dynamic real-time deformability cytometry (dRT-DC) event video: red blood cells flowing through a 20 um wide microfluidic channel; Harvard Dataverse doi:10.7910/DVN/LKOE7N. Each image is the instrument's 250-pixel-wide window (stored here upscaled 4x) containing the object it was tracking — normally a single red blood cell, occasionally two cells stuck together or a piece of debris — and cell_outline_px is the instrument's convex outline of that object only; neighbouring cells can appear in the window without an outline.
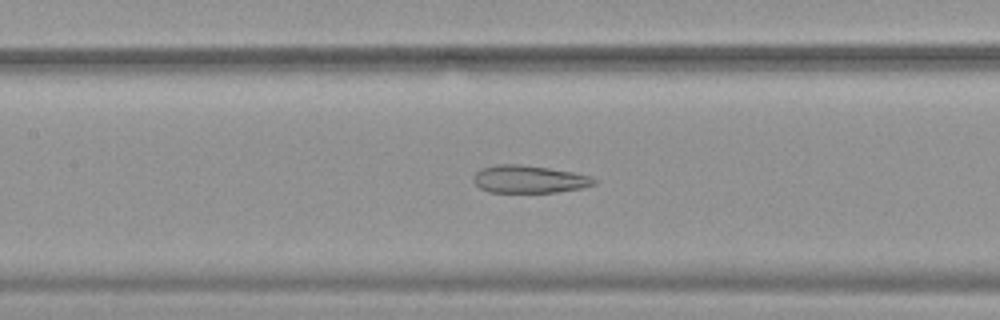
{"species": "common noctule bat (a hibernating species)", "species_latin": "Nyctalus noctula", "temperature_condition": "warm", "stored_images_in_passage": 53, "camera_frame_rate_fps": 3000, "um_per_image_px": 0.085, "animal": {"sex": "female", "body_mass_g": 19.9}, "frame": {"image": 1, "passage_image": 25, "time_ms": 8.0, "image_size_px": [1000, 320], "cell_outline_px": [[600, 180], [596, 184], [580, 188], [556, 192], [488, 192], [480, 188], [472, 180], [472, 176], [480, 168], [496, 164], [520, 164], [548, 168], [572, 172], [592, 176]], "centroid_in_image_um": [44.97, 15.23], "position_along_channel_um": 162.4, "area_um2": 19.59}}
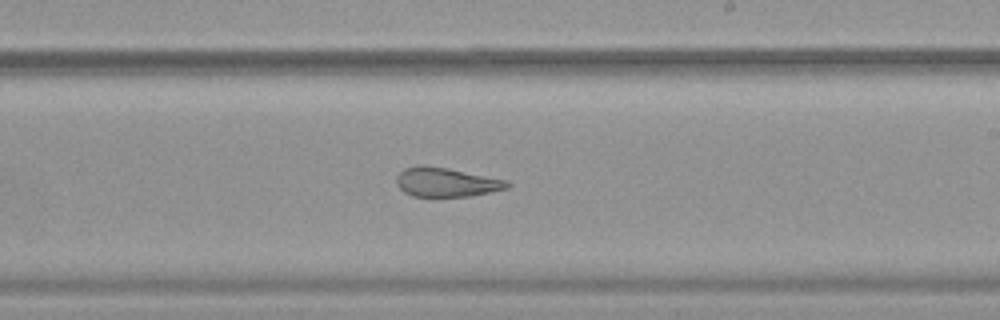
{"frame": {"image": 2, "passage_image": 32, "time_ms": 10.333, "image_size_px": [1000, 320], "cell_outline_px": [[512, 184], [508, 188], [472, 196], [412, 196], [404, 192], [396, 184], [396, 176], [404, 168], [420, 164], [424, 164], [448, 168], [508, 180]], "centroid_in_image_um": [37.93, 15.47], "position_along_channel_um": 251.1, "area_um2": 19.02}}
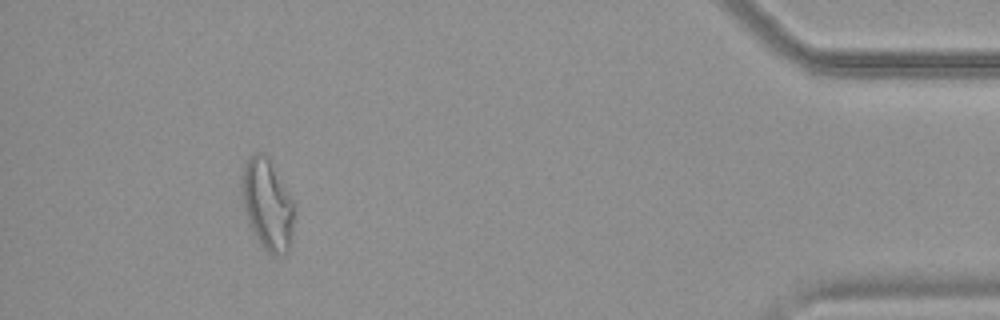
{"frame": {"image": 3, "passage_image": 49, "time_ms": 16.0, "image_size_px": [1000, 320], "cell_outline_px": [[296, 216], [292, 236], [288, 252], [280, 256], [272, 256], [260, 244], [252, 232], [240, 196], [240, 176], [244, 164], [248, 156], [256, 152], [260, 152], [268, 160], [296, 204]], "centroid_in_image_um": [22.72, 17.42], "position_along_channel_um": 412.5, "area_um2": 28.38}, "authors_computed_cell_mechanics": {"area_um2": 26.1834, "velocity_mm_per_s": 3.8224, "shape_relaxation_time_tau1_ms": null, "shape_relaxation_time_tau2_ms": 1.5527, "deformation_change_tau1": null, "deformation_change_tau2": 0.1042}}